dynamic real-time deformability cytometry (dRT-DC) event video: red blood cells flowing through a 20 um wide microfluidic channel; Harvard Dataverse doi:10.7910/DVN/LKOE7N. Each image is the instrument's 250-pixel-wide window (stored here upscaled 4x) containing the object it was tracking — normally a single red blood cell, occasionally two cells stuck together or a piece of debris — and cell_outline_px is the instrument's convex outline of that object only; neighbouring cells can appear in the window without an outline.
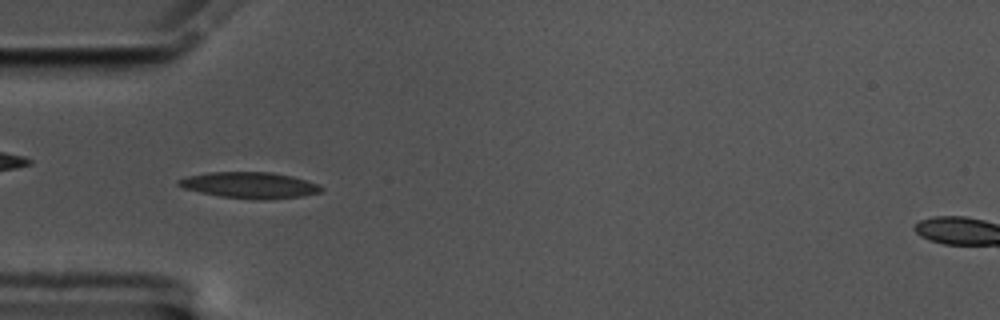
{"species": "common noctule bat (a hibernating species)", "species_latin": "Nyctalus noctula", "temperature_condition": "cold", "stored_images_in_passage": 57, "camera_frame_rate_fps": 3000, "um_per_image_px": 0.085, "animal": {"sex": "male", "body_mass_g": 17.5, "forearm_length_mm": 52.3}, "frame": {"image": 1, "passage_image": 17, "time_ms": 5.333, "image_size_px": [1000, 320], "cell_outline_px": [[324, 188], [320, 192], [300, 196], [264, 200], [252, 200], [220, 196], [200, 192], [184, 188], [176, 184], [176, 180], [188, 176], [208, 172], [272, 172], [292, 176], [320, 184]], "centroid_in_image_um": [21.22, 15.74], "position_along_channel_um": 63.8, "area_um2": 21.85}}
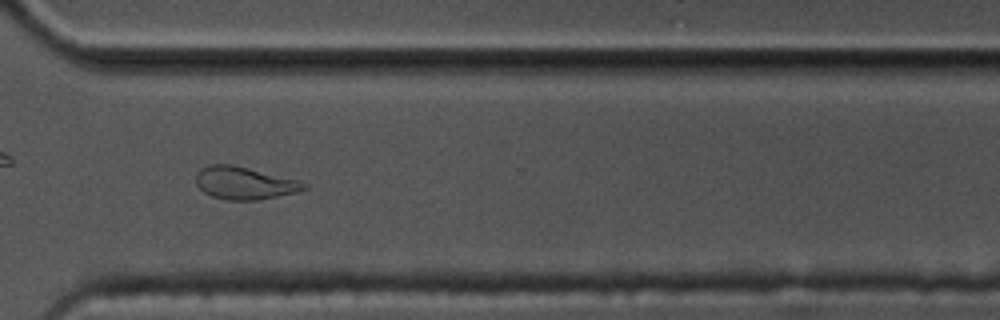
{"frame": {"image": 2, "passage_image": 42, "time_ms": 13.667, "image_size_px": [1000, 320], "cell_outline_px": [[308, 188], [296, 192], [256, 200], [224, 200], [212, 196], [204, 192], [196, 184], [196, 172], [200, 168], [212, 164], [232, 164], [300, 180], [308, 184]], "centroid_in_image_um": [20.77, 15.55], "position_along_channel_um": 349.8, "area_um2": 20.58}}
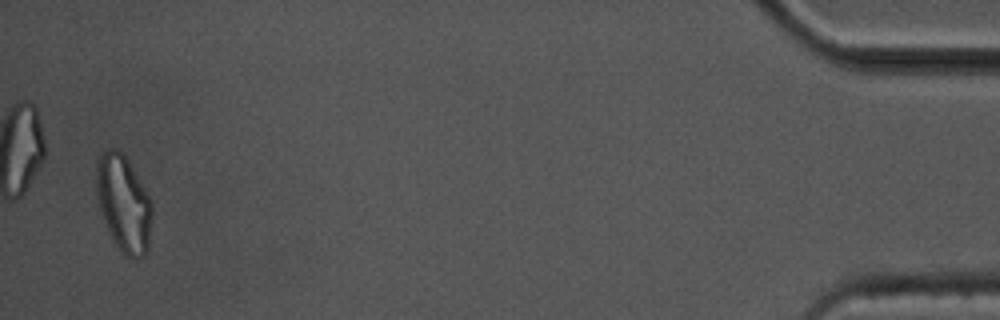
{"frame": {"image": 3, "passage_image": 56, "time_ms": 18.333, "image_size_px": [1000, 320], "cell_outline_px": [[152, 216], [148, 252], [144, 256], [128, 256], [120, 252], [112, 240], [100, 208], [96, 188], [96, 160], [108, 148], [120, 148], [152, 200]], "centroid_in_image_um": [10.52, 17.28], "position_along_channel_um": 424.7, "area_um2": 31.33}, "authors_computed_cell_mechanics": {"area_um2": 20.4034, "velocity_mm_per_s": 3.4493, "shape_relaxation_time_tau1_ms": null, "shape_relaxation_time_tau2_ms": 4.0947, "deformation_change_tau1": null, "deformation_change_tau2": 0.1234}}